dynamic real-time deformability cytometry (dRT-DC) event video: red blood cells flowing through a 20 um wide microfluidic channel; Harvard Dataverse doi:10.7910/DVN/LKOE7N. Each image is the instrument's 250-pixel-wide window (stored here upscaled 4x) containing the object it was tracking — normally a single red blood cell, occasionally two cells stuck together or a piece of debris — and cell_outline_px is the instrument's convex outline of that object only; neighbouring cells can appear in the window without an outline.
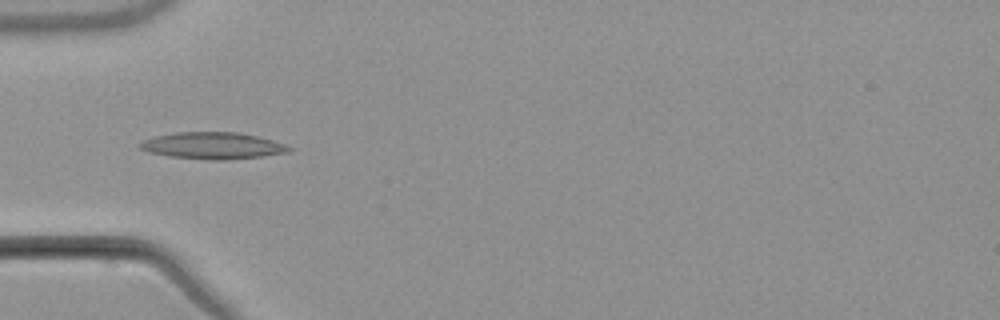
{"species": "common noctule bat (a hibernating species)", "species_latin": "Nyctalus noctula", "temperature_condition": "warm", "stored_images_in_passage": 6, "camera_frame_rate_fps": 3000, "um_per_image_px": 0.085, "animal": {"sex": "male", "body_mass_g": 21.5, "forearm_length_mm": 52.0}, "frame": {"image": 1, "passage_image": 5, "time_ms": 5.0, "image_size_px": [1000, 320], "cell_outline_px": [[292, 148], [288, 152], [264, 156], [224, 160], [208, 160], [168, 156], [148, 152], [140, 148], [136, 144], [140, 140], [156, 136], [176, 132], [240, 132], [272, 140], [284, 144]], "centroid_in_image_um": [18.02, 12.38], "position_along_channel_um": 67.0, "area_um2": 23.35}}
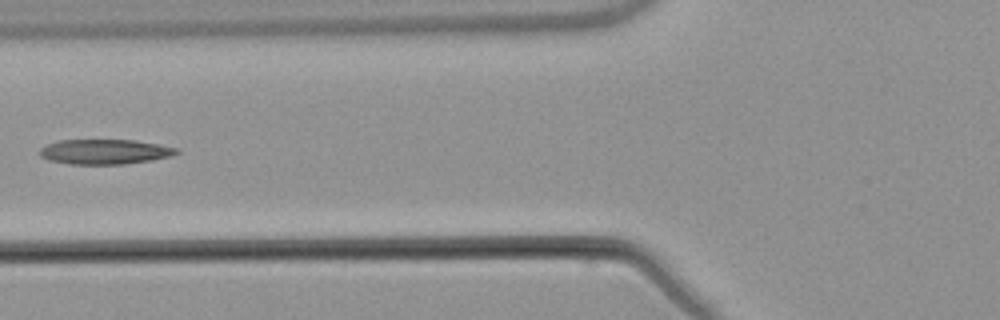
{"frame": {"image": 2, "passage_image": 6, "time_ms": 6.333, "image_size_px": [1000, 320], "cell_outline_px": [[180, 152], [172, 156], [152, 160], [124, 164], [68, 164], [48, 160], [40, 156], [40, 148], [48, 144], [60, 140], [136, 140], [160, 144], [180, 148]], "centroid_in_image_um": [8.96, 12.9], "position_along_channel_um": 116.8, "area_um2": 20.06}}